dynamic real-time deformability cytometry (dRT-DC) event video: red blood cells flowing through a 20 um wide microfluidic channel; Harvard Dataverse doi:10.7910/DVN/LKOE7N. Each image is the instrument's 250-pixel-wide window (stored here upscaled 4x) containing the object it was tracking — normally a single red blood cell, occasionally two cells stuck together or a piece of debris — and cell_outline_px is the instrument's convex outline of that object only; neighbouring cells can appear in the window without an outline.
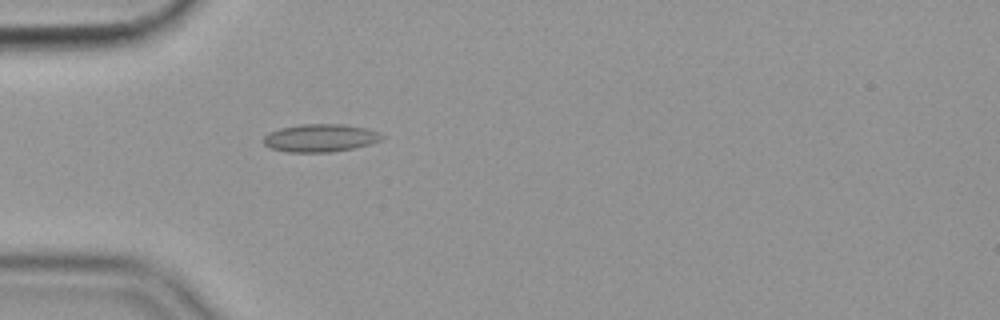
{"species": "common noctule bat (a hibernating species)", "species_latin": "Nyctalus noctula", "temperature_condition": "cold", "stored_images_in_passage": 41, "camera_frame_rate_fps": 3000, "um_per_image_px": 0.085, "animal": {"sex": "female", "body_mass_g": 19.9}, "frame": {"image": 1, "passage_image": 2, "time_ms": 0.333, "image_size_px": [1000, 320], "cell_outline_px": [[384, 136], [380, 140], [368, 144], [352, 148], [332, 152], [288, 152], [268, 148], [260, 140], [268, 132], [280, 128], [300, 124], [344, 124], [364, 128], [380, 132]], "centroid_in_image_um": [27.15, 11.72], "position_along_channel_um": 57.8, "area_um2": 19.31}}
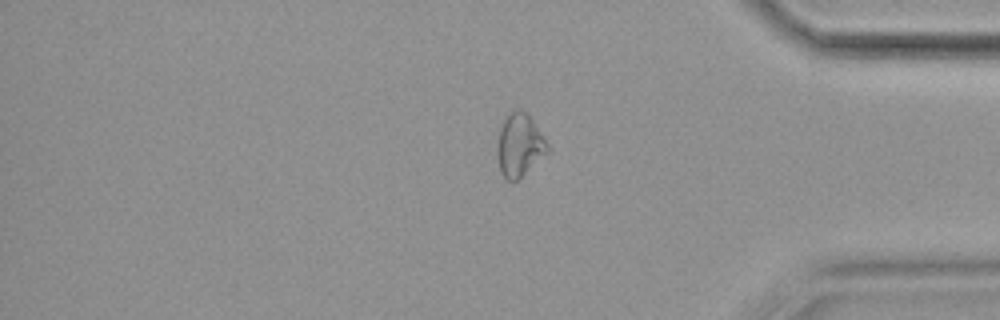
{"frame": {"image": 2, "passage_image": 32, "time_ms": 10.333, "image_size_px": [1000, 320], "cell_outline_px": [[548, 152], [512, 184], [500, 172], [496, 152], [496, 148], [500, 128], [504, 120], [516, 108], [520, 108], [532, 120], [548, 144]], "centroid_in_image_um": [44.12, 12.36], "position_along_channel_um": 391.1, "area_um2": 18.09}}
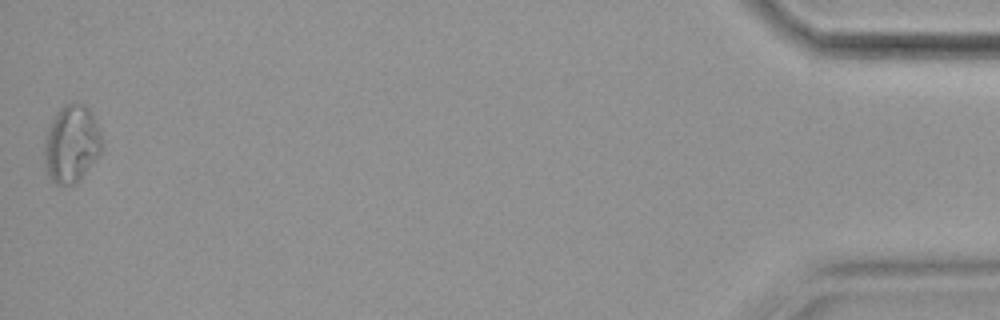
{"frame": {"image": 3, "passage_image": 41, "time_ms": 13.333, "image_size_px": [1000, 320], "cell_outline_px": [[104, 148], [100, 156], [76, 184], [56, 184], [48, 176], [44, 168], [44, 140], [48, 124], [52, 116], [64, 104], [84, 104], [92, 112], [104, 140]], "centroid_in_image_um": [6.09, 12.23], "position_along_channel_um": 429.1, "area_um2": 26.82}, "authors_computed_cell_mechanics": {"area_um2": 17.5134, "velocity_mm_per_s": 3.5831, "shape_relaxation_time_tau1_ms": null, "shape_relaxation_time_tau2_ms": 2.4612, "deformation_change_tau1": null, "deformation_change_tau2": 0.1028}}